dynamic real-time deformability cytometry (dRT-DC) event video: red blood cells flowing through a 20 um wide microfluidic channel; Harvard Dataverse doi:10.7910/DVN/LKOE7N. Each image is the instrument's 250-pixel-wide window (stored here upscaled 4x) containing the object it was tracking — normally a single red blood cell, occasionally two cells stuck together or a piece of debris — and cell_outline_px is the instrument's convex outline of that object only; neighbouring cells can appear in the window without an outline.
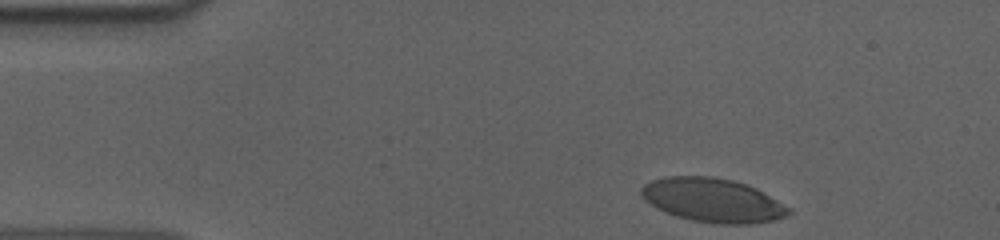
{"species": "human", "species_latin": "Homo sapiens", "temperature_condition": "cold", "stored_images_in_passage": 40, "camera_frame_rate_fps": 3000, "um_per_image_px": 0.085, "donor": {"sex": "male"}, "frame": {"image": 1, "passage_image": 1, "time_ms": 0.0, "image_size_px": [1000, 240], "cell_outline_px": [[792, 212], [788, 216], [772, 220], [752, 224], [712, 224], [692, 220], [676, 216], [664, 212], [656, 208], [640, 196], [640, 188], [644, 184], [652, 180], [664, 176], [712, 176], [732, 180], [756, 188], [792, 208]], "centroid_in_image_um": [60.57, 17.02], "position_along_channel_um": 24.4, "area_um2": 38.03}}
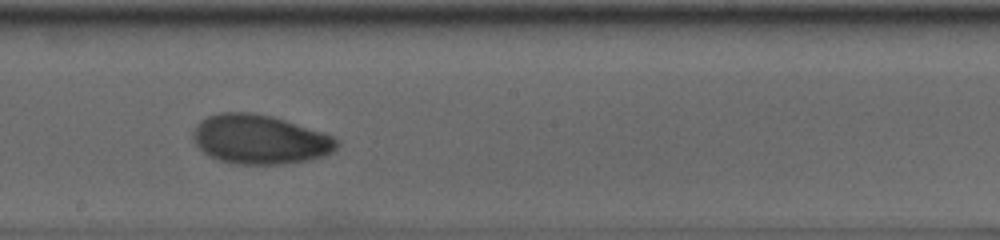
{"frame": {"image": 2, "passage_image": 24, "time_ms": 7.667, "image_size_px": [1000, 240], "cell_outline_px": [[340, 144], [332, 152], [324, 156], [308, 160], [284, 164], [236, 164], [216, 160], [208, 156], [196, 144], [192, 136], [192, 132], [196, 124], [200, 120], [208, 116], [220, 112], [252, 112], [272, 116], [324, 132], [336, 136], [340, 140]], "centroid_in_image_um": [22.1, 11.85], "position_along_channel_um": 226.1, "area_um2": 41.79}}
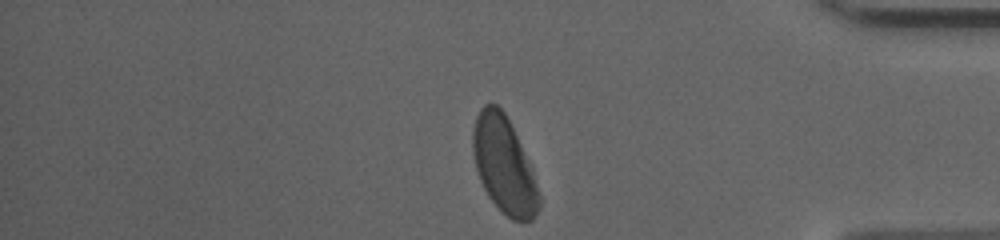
{"frame": {"image": 3, "passage_image": 40, "time_ms": 13.0, "image_size_px": [1000, 240], "cell_outline_px": [[540, 208], [532, 220], [512, 220], [488, 196], [480, 180], [476, 168], [472, 152], [472, 128], [476, 116], [480, 108], [484, 104], [496, 104], [504, 112], [532, 168], [540, 196]], "centroid_in_image_um": [42.83, 14.02], "position_along_channel_um": 392.4, "area_um2": 36.82}, "authors_computed_cell_mechanics": {"area_um2": 39.7375, "velocity_mm_per_s": 3.5961, "shape_relaxation_time_tau1_ms": 4.0884, "shape_relaxation_time_tau2_ms": 2.1985, "deformation_change_tau1": 0.1349, "deformation_change_tau2": 0.0553}}